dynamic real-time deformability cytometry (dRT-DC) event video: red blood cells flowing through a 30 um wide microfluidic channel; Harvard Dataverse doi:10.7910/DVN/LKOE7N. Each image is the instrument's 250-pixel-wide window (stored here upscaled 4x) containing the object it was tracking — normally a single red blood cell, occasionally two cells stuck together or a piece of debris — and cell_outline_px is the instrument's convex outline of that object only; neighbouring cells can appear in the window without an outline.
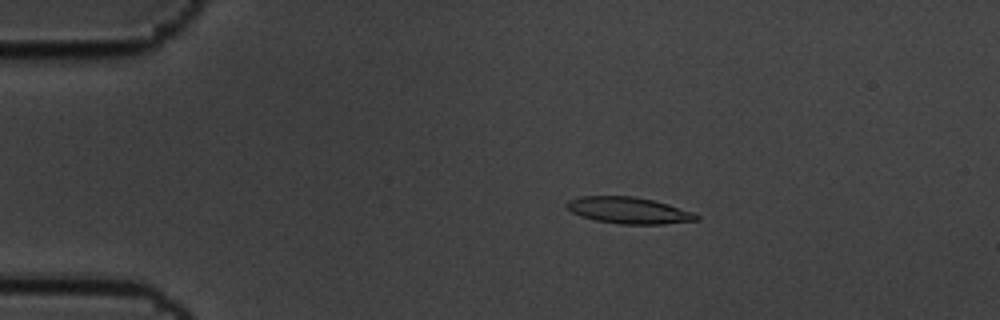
{"species": "common noctule bat (a hibernating species)", "species_latin": "Nyctalus noctula", "temperature_condition": "cold", "stored_images_in_passage": 9, "camera_frame_rate_fps": 3000, "um_per_image_px": 0.085, "animal": {"sex": "male", "body_mass_g": 19.5, "forearm_length_mm": 54.6}, "frame": {"image": 1, "passage_image": 4, "time_ms": 1.0, "image_size_px": [1000, 320], "cell_outline_px": [[700, 220], [664, 224], [620, 224], [596, 220], [580, 216], [564, 208], [564, 204], [568, 200], [580, 196], [632, 196], [652, 200], [668, 204], [692, 212], [700, 216]], "centroid_in_image_um": [53.4, 17.88], "position_along_channel_um": 31.6, "area_um2": 20.11}}
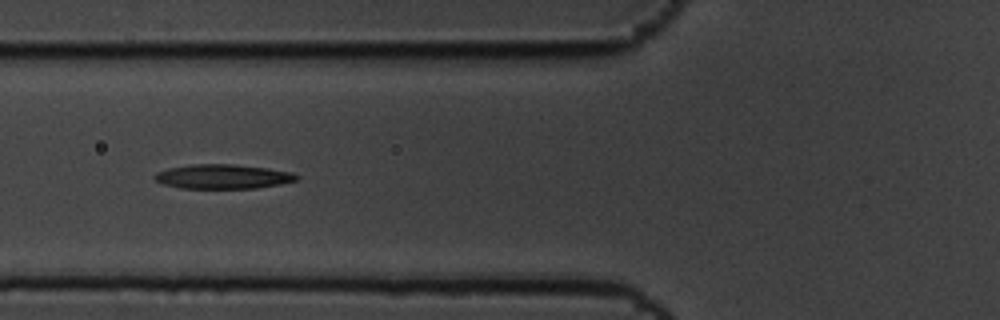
{"frame": {"image": 2, "passage_image": 7, "time_ms": 2.0, "image_size_px": [1000, 320], "cell_outline_px": [[300, 176], [296, 180], [280, 184], [256, 188], [180, 188], [164, 184], [152, 180], [152, 176], [156, 172], [168, 168], [192, 164], [232, 164], [268, 168], [292, 172]], "centroid_in_image_um": [18.9, 15.0], "position_along_channel_um": 106.9, "area_um2": 20.29}}
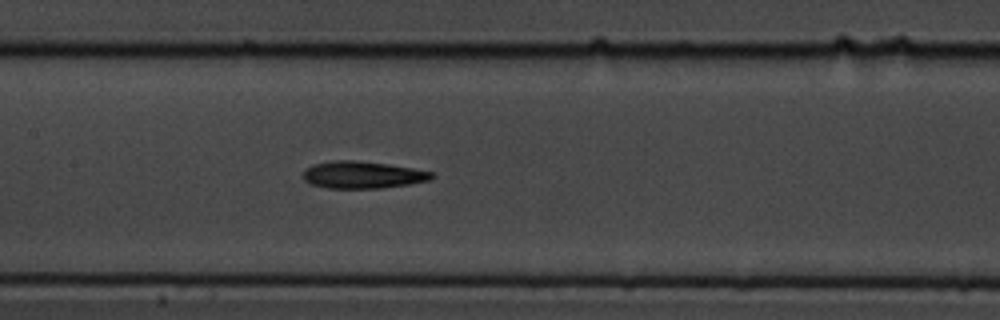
{"frame": {"image": 3, "passage_image": 9, "time_ms": 2.667, "image_size_px": [1000, 320], "cell_outline_px": [[436, 176], [432, 180], [408, 184], [380, 188], [328, 188], [312, 184], [304, 180], [304, 168], [312, 164], [332, 160], [356, 160], [388, 164], [412, 168], [432, 172]], "centroid_in_image_um": [30.82, 14.85], "position_along_channel_um": 176.6, "area_um2": 20.4}}